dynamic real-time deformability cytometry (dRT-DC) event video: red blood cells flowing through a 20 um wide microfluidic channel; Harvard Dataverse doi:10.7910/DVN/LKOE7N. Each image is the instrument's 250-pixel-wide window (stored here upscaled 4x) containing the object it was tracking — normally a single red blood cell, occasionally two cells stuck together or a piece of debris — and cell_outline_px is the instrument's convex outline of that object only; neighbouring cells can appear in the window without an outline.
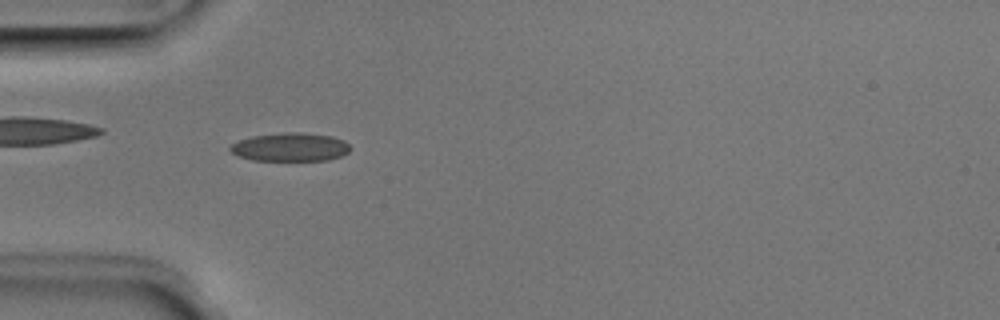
{"species": "Egyptian fruit bat (a non-hibernating species)", "species_latin": "Rousettus aegyptiacus", "temperature_condition": "room temperature", "stored_images_in_passage": 50, "camera_frame_rate_fps": 3000, "um_per_image_px": 0.085, "animal": {"sex": "male"}, "frame": {"image": 1, "passage_image": 15, "time_ms": 4.667, "image_size_px": [1000, 320], "cell_outline_px": [[352, 148], [348, 152], [340, 156], [328, 160], [252, 160], [240, 156], [232, 152], [228, 148], [232, 144], [240, 140], [252, 136], [284, 132], [300, 132], [332, 136], [344, 140]], "centroid_in_image_um": [24.7, 12.49], "position_along_channel_um": 60.3, "area_um2": 19.83}}
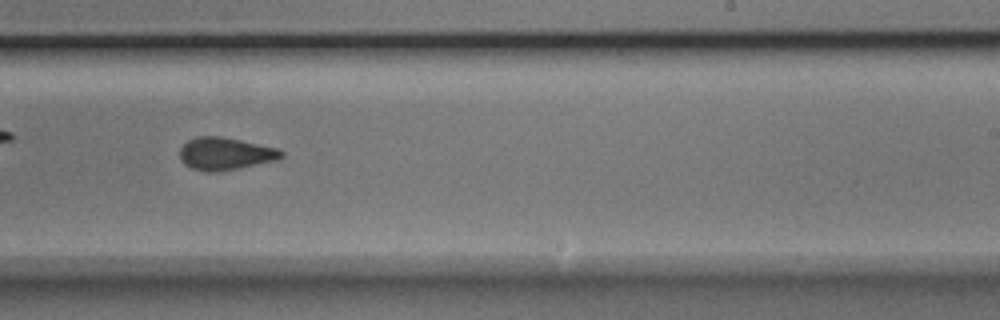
{"frame": {"image": 2, "passage_image": 31, "time_ms": 10.0, "image_size_px": [1000, 320], "cell_outline_px": [[284, 156], [280, 160], [216, 172], [208, 172], [192, 168], [184, 164], [180, 160], [180, 148], [188, 140], [196, 136], [220, 136], [240, 140], [276, 148], [284, 152]], "centroid_in_image_um": [19.15, 13.06], "position_along_channel_um": 269.8, "area_um2": 19.25}}
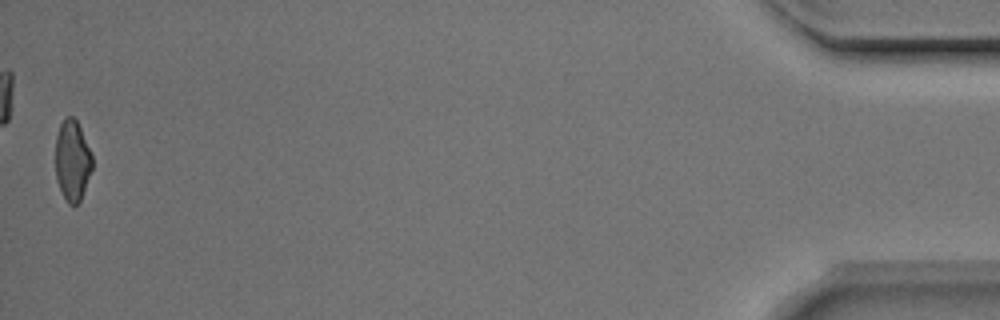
{"frame": {"image": 3, "passage_image": 50, "time_ms": 16.333, "image_size_px": [1000, 320], "cell_outline_px": [[92, 168], [80, 200], [76, 204], [68, 204], [56, 180], [56, 136], [60, 124], [68, 116], [72, 116], [76, 120], [80, 128], [92, 156]], "centroid_in_image_um": [6.14, 13.64], "position_along_channel_um": 429.1, "area_um2": 16.88}, "authors_computed_cell_mechanics": {"area_um2": 18.9295, "velocity_mm_per_s": 3.9854, "shape_relaxation_time_tau1_ms": null, "shape_relaxation_time_tau2_ms": 2.4433, "deformation_change_tau1": null, "deformation_change_tau2": 0.0852}}